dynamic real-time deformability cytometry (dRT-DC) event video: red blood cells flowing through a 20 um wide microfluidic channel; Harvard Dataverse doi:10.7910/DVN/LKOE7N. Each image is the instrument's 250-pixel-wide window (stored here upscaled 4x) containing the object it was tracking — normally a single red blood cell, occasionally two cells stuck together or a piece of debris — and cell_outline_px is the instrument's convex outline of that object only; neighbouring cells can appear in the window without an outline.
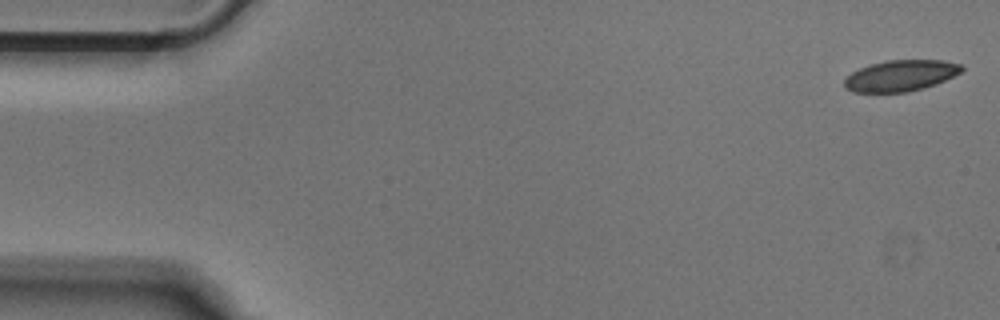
{"species": "Egyptian fruit bat (a non-hibernating species)", "species_latin": "Rousettus aegyptiacus", "temperature_condition": "cold", "stored_images_in_passage": 51, "camera_frame_rate_fps": 3000, "um_per_image_px": 0.085, "animal": {"sex": "male"}, "frame": {"image": 1, "passage_image": 1, "time_ms": 0.0, "image_size_px": [1000, 320], "cell_outline_px": [[964, 68], [960, 72], [936, 84], [904, 92], [852, 92], [844, 88], [844, 80], [852, 72], [860, 68], [884, 60], [944, 60], [960, 64]], "centroid_in_image_um": [76.53, 6.42], "position_along_channel_um": 8.5, "area_um2": 21.04}}
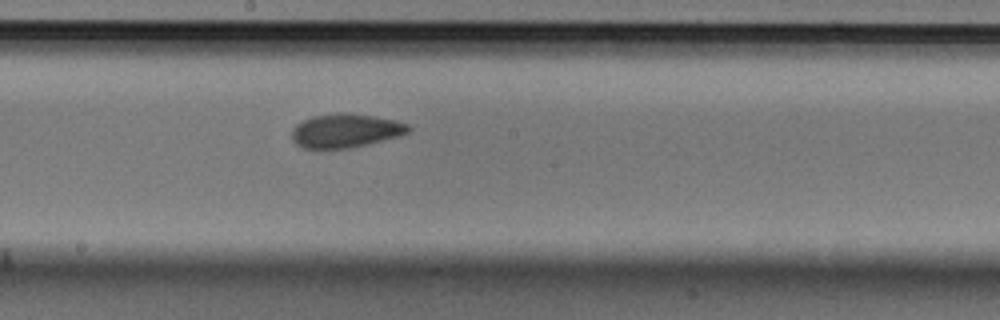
{"frame": {"image": 2, "passage_image": 27, "time_ms": 8.667, "image_size_px": [1000, 320], "cell_outline_px": [[412, 128], [408, 132], [400, 136], [352, 148], [304, 148], [296, 144], [292, 140], [292, 128], [296, 124], [312, 116], [336, 112], [348, 112], [396, 120], [408, 124]], "centroid_in_image_um": [29.38, 11.1], "position_along_channel_um": 218.8, "area_um2": 23.18}}
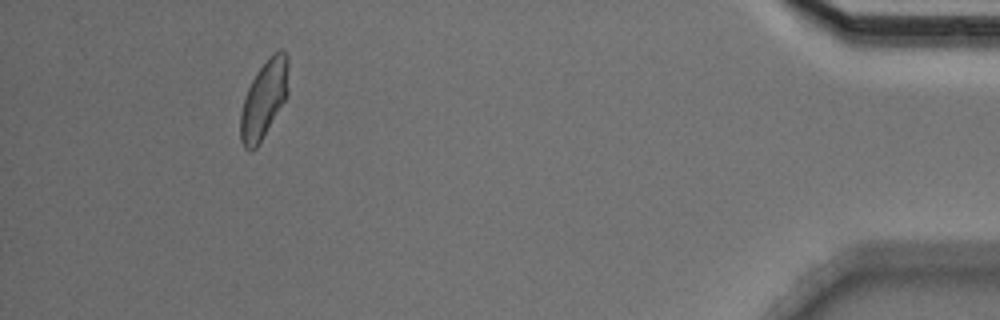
{"frame": {"image": 3, "passage_image": 47, "time_ms": 15.333, "image_size_px": [1000, 320], "cell_outline_px": [[288, 96], [256, 148], [252, 152], [248, 152], [244, 148], [240, 140], [240, 112], [244, 96], [252, 80], [260, 68], [280, 48], [288, 56]], "centroid_in_image_um": [22.43, 8.5], "position_along_channel_um": 412.8, "area_um2": 21.68}}